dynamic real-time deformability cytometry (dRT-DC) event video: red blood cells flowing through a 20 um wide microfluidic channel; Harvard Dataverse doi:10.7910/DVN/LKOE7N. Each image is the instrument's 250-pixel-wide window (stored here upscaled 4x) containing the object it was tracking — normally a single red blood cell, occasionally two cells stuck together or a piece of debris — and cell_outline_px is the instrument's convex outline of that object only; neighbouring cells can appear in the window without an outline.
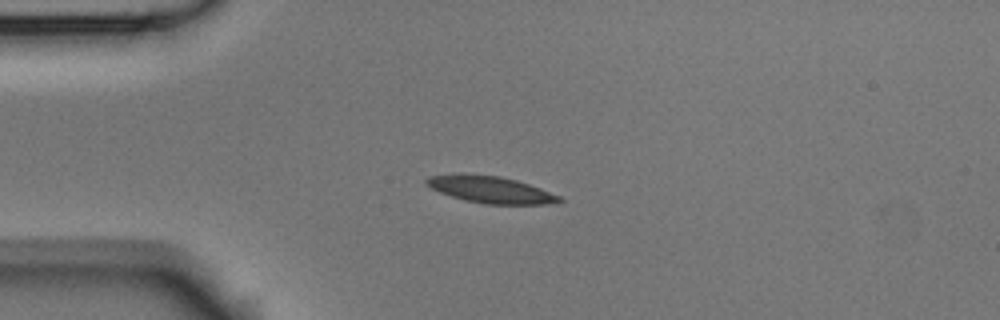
{"species": "Egyptian fruit bat (a non-hibernating species)", "species_latin": "Rousettus aegyptiacus", "temperature_condition": "room temperature", "stored_images_in_passage": 10, "camera_frame_rate_fps": 3000, "um_per_image_px": 0.085, "animal": {"sex": "male"}, "frame": {"image": 1, "passage_image": 3, "time_ms": 0.667, "image_size_px": [1000, 320], "cell_outline_px": [[564, 200], [548, 204], [484, 204], [464, 200], [440, 192], [424, 184], [424, 180], [428, 176], [460, 172], [500, 176], [516, 180], [540, 188], [560, 196]], "centroid_in_image_um": [41.63, 16.09], "position_along_channel_um": 43.4, "area_um2": 20.98}}
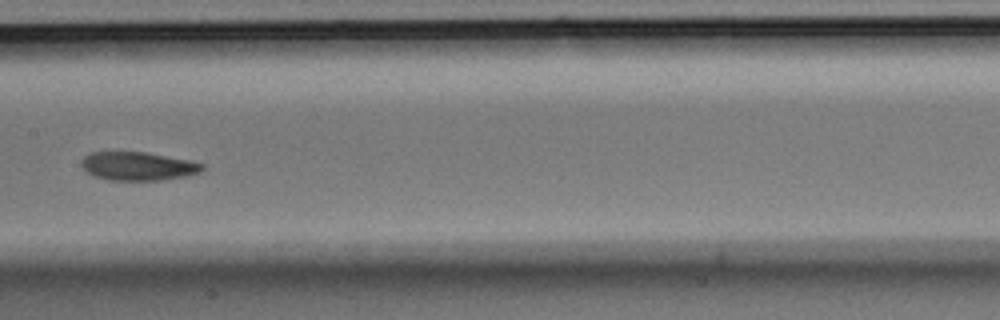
{"frame": {"image": 2, "passage_image": 7, "time_ms": 2.0, "image_size_px": [1000, 320], "cell_outline_px": [[204, 168], [200, 172], [188, 176], [160, 180], [108, 180], [92, 176], [80, 164], [80, 160], [88, 152], [144, 152], [192, 160], [204, 164]], "centroid_in_image_um": [11.73, 14.12], "position_along_channel_um": 195.7, "area_um2": 20.29}}
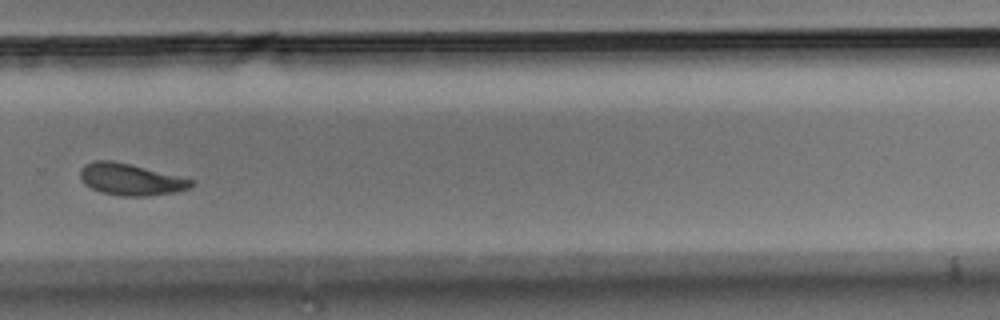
{"frame": {"image": 3, "passage_image": 10, "time_ms": 3.0, "image_size_px": [1000, 320], "cell_outline_px": [[196, 184], [188, 188], [176, 192], [148, 196], [120, 196], [100, 192], [84, 184], [80, 176], [80, 168], [84, 164], [96, 160], [112, 160], [196, 180]], "centroid_in_image_um": [11.11, 15.26], "position_along_channel_um": 318.7, "area_um2": 20.58}}